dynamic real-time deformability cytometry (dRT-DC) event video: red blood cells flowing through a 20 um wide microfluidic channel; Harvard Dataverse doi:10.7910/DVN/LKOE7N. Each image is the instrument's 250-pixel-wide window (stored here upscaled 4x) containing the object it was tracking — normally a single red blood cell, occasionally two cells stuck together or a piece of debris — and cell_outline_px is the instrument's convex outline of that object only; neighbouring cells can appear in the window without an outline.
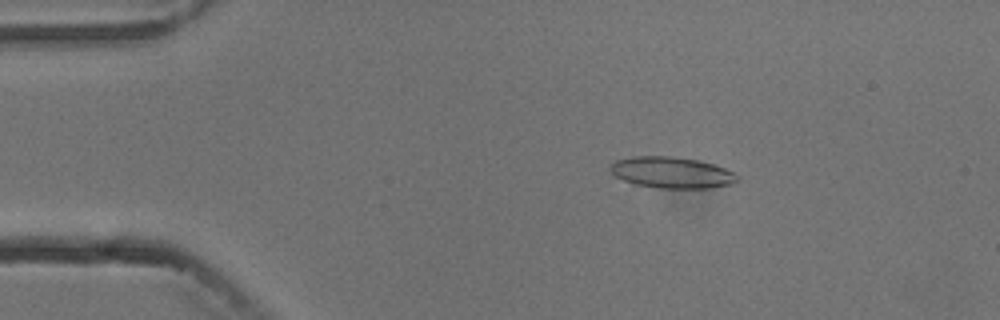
{"species": "common noctule bat (a hibernating species)", "species_latin": "Nyctalus noctula", "temperature_condition": "cold", "stored_images_in_passage": 4, "camera_frame_rate_fps": 3000, "um_per_image_px": 0.085, "animal": {"sex": "male", "body_mass_g": 13.3}, "frame": {"image": 1, "passage_image": 3, "time_ms": 2.333, "image_size_px": [1000, 320], "cell_outline_px": [[740, 180], [732, 184], [712, 188], [656, 188], [632, 184], [612, 176], [608, 168], [616, 160], [632, 156], [672, 156], [696, 160], [712, 164], [724, 168], [740, 176]], "centroid_in_image_um": [57.05, 14.68], "position_along_channel_um": 27.9, "area_um2": 23.47}}